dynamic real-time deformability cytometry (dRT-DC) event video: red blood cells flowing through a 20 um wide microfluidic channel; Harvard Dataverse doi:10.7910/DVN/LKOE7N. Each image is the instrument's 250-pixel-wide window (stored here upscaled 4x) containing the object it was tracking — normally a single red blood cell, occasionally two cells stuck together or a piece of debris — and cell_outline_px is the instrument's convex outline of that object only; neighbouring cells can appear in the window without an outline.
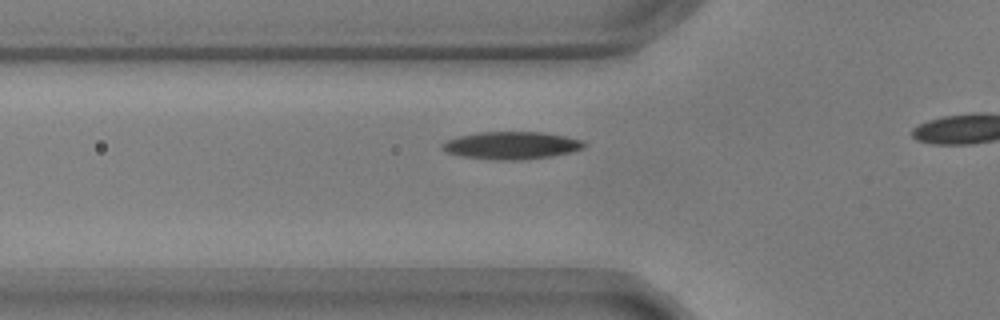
{"species": "common noctule bat (a hibernating species)", "species_latin": "Nyctalus noctula", "temperature_condition": "warm", "stored_images_in_passage": 14, "camera_frame_rate_fps": 3000, "um_per_image_px": 0.085, "animal": {"sex": "male", "body_mass_g": 17.9, "forearm_length_mm": 54.2}, "frame": {"image": 1, "passage_image": 5, "time_ms": 1.333, "image_size_px": [1000, 320], "cell_outline_px": [[588, 144], [584, 148], [572, 152], [552, 156], [520, 160], [488, 160], [460, 156], [448, 152], [440, 148], [440, 144], [448, 140], [460, 136], [480, 132], [544, 132], [584, 140]], "centroid_in_image_um": [43.5, 12.37], "position_along_channel_um": 82.3, "area_um2": 23.0}}
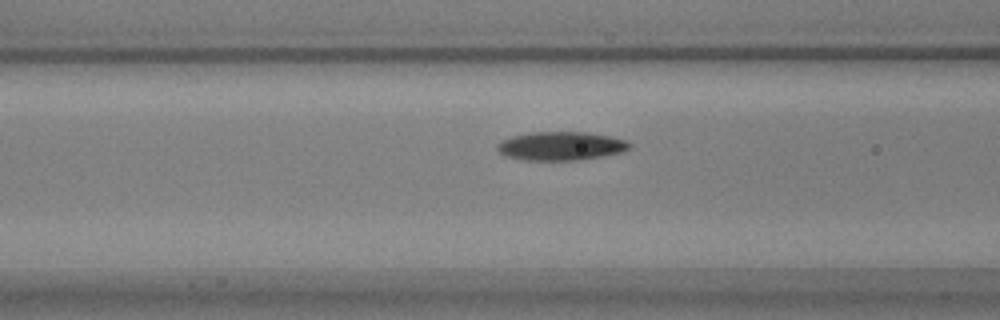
{"frame": {"image": 2, "passage_image": 8, "time_ms": 2.333, "image_size_px": [1000, 320], "cell_outline_px": [[632, 144], [624, 152], [604, 156], [576, 160], [524, 160], [504, 156], [496, 148], [496, 144], [500, 140], [512, 136], [532, 132], [588, 132], [608, 136], [624, 140]], "centroid_in_image_um": [47.64, 12.41], "position_along_channel_um": 119.0, "area_um2": 22.14}}
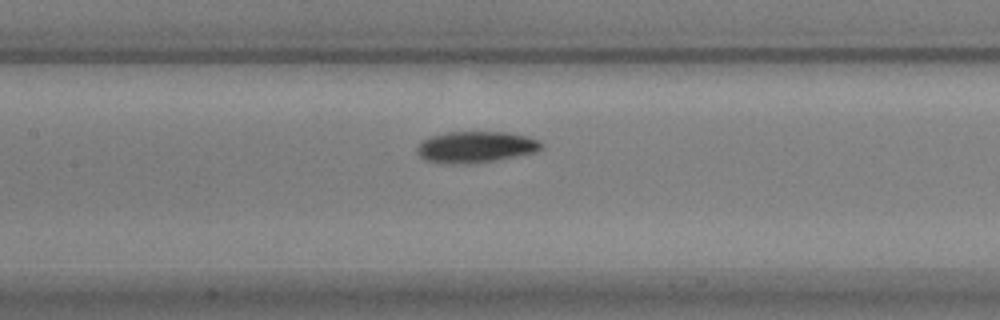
{"frame": {"image": 3, "passage_image": 12, "time_ms": 3.667, "image_size_px": [1000, 320], "cell_outline_px": [[544, 148], [536, 152], [496, 160], [468, 164], [444, 164], [424, 160], [416, 152], [416, 148], [424, 140], [432, 136], [448, 132], [504, 132], [528, 136], [540, 140], [544, 144]], "centroid_in_image_um": [40.46, 12.51], "position_along_channel_um": 166.9, "area_um2": 22.89}}